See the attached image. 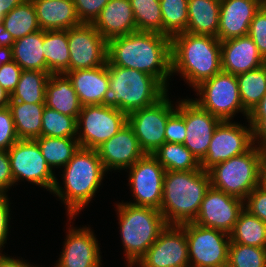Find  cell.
<instances>
[{"label": "cell", "instance_id": "cell-7", "mask_svg": "<svg viewBox=\"0 0 266 267\" xmlns=\"http://www.w3.org/2000/svg\"><path fill=\"white\" fill-rule=\"evenodd\" d=\"M211 187L245 200L261 184V149L234 156L208 170Z\"/></svg>", "mask_w": 266, "mask_h": 267}, {"label": "cell", "instance_id": "cell-25", "mask_svg": "<svg viewBox=\"0 0 266 267\" xmlns=\"http://www.w3.org/2000/svg\"><path fill=\"white\" fill-rule=\"evenodd\" d=\"M37 22L44 31L68 30L81 25L74 0H32Z\"/></svg>", "mask_w": 266, "mask_h": 267}, {"label": "cell", "instance_id": "cell-43", "mask_svg": "<svg viewBox=\"0 0 266 267\" xmlns=\"http://www.w3.org/2000/svg\"><path fill=\"white\" fill-rule=\"evenodd\" d=\"M109 0H74L77 17L81 24H93Z\"/></svg>", "mask_w": 266, "mask_h": 267}, {"label": "cell", "instance_id": "cell-44", "mask_svg": "<svg viewBox=\"0 0 266 267\" xmlns=\"http://www.w3.org/2000/svg\"><path fill=\"white\" fill-rule=\"evenodd\" d=\"M18 140L10 109L0 108V149L7 151Z\"/></svg>", "mask_w": 266, "mask_h": 267}, {"label": "cell", "instance_id": "cell-16", "mask_svg": "<svg viewBox=\"0 0 266 267\" xmlns=\"http://www.w3.org/2000/svg\"><path fill=\"white\" fill-rule=\"evenodd\" d=\"M68 32L69 71L102 66L107 61V41L92 24H81Z\"/></svg>", "mask_w": 266, "mask_h": 267}, {"label": "cell", "instance_id": "cell-19", "mask_svg": "<svg viewBox=\"0 0 266 267\" xmlns=\"http://www.w3.org/2000/svg\"><path fill=\"white\" fill-rule=\"evenodd\" d=\"M221 122L192 99H185L186 138L183 145L199 162L205 158L211 138Z\"/></svg>", "mask_w": 266, "mask_h": 267}, {"label": "cell", "instance_id": "cell-14", "mask_svg": "<svg viewBox=\"0 0 266 267\" xmlns=\"http://www.w3.org/2000/svg\"><path fill=\"white\" fill-rule=\"evenodd\" d=\"M129 169V185L135 206L160 210L166 170L152 154H145Z\"/></svg>", "mask_w": 266, "mask_h": 267}, {"label": "cell", "instance_id": "cell-17", "mask_svg": "<svg viewBox=\"0 0 266 267\" xmlns=\"http://www.w3.org/2000/svg\"><path fill=\"white\" fill-rule=\"evenodd\" d=\"M244 209V200L210 186L194 223L230 234Z\"/></svg>", "mask_w": 266, "mask_h": 267}, {"label": "cell", "instance_id": "cell-6", "mask_svg": "<svg viewBox=\"0 0 266 267\" xmlns=\"http://www.w3.org/2000/svg\"><path fill=\"white\" fill-rule=\"evenodd\" d=\"M121 240L128 267H134L167 226L160 210L117 203Z\"/></svg>", "mask_w": 266, "mask_h": 267}, {"label": "cell", "instance_id": "cell-31", "mask_svg": "<svg viewBox=\"0 0 266 267\" xmlns=\"http://www.w3.org/2000/svg\"><path fill=\"white\" fill-rule=\"evenodd\" d=\"M34 140L52 171L63 168L80 148L77 138L41 136Z\"/></svg>", "mask_w": 266, "mask_h": 267}, {"label": "cell", "instance_id": "cell-55", "mask_svg": "<svg viewBox=\"0 0 266 267\" xmlns=\"http://www.w3.org/2000/svg\"><path fill=\"white\" fill-rule=\"evenodd\" d=\"M261 183L266 187V150H261Z\"/></svg>", "mask_w": 266, "mask_h": 267}, {"label": "cell", "instance_id": "cell-9", "mask_svg": "<svg viewBox=\"0 0 266 267\" xmlns=\"http://www.w3.org/2000/svg\"><path fill=\"white\" fill-rule=\"evenodd\" d=\"M128 122V115L114 107L86 105L77 118V139L81 148L96 149ZM83 126V127H82Z\"/></svg>", "mask_w": 266, "mask_h": 267}, {"label": "cell", "instance_id": "cell-37", "mask_svg": "<svg viewBox=\"0 0 266 267\" xmlns=\"http://www.w3.org/2000/svg\"><path fill=\"white\" fill-rule=\"evenodd\" d=\"M188 0H160L163 34L173 36L186 32L188 25Z\"/></svg>", "mask_w": 266, "mask_h": 267}, {"label": "cell", "instance_id": "cell-42", "mask_svg": "<svg viewBox=\"0 0 266 267\" xmlns=\"http://www.w3.org/2000/svg\"><path fill=\"white\" fill-rule=\"evenodd\" d=\"M248 35L257 46L261 56L266 61V5L263 4L256 12L249 27Z\"/></svg>", "mask_w": 266, "mask_h": 267}, {"label": "cell", "instance_id": "cell-53", "mask_svg": "<svg viewBox=\"0 0 266 267\" xmlns=\"http://www.w3.org/2000/svg\"><path fill=\"white\" fill-rule=\"evenodd\" d=\"M12 47L0 46V67L12 61Z\"/></svg>", "mask_w": 266, "mask_h": 267}, {"label": "cell", "instance_id": "cell-34", "mask_svg": "<svg viewBox=\"0 0 266 267\" xmlns=\"http://www.w3.org/2000/svg\"><path fill=\"white\" fill-rule=\"evenodd\" d=\"M152 155L166 171L201 169L197 158L181 143L164 142Z\"/></svg>", "mask_w": 266, "mask_h": 267}, {"label": "cell", "instance_id": "cell-23", "mask_svg": "<svg viewBox=\"0 0 266 267\" xmlns=\"http://www.w3.org/2000/svg\"><path fill=\"white\" fill-rule=\"evenodd\" d=\"M92 25L106 41L136 32L130 0H109Z\"/></svg>", "mask_w": 266, "mask_h": 267}, {"label": "cell", "instance_id": "cell-41", "mask_svg": "<svg viewBox=\"0 0 266 267\" xmlns=\"http://www.w3.org/2000/svg\"><path fill=\"white\" fill-rule=\"evenodd\" d=\"M176 103H178L177 108L166 123L165 142L183 144L186 138L185 99Z\"/></svg>", "mask_w": 266, "mask_h": 267}, {"label": "cell", "instance_id": "cell-40", "mask_svg": "<svg viewBox=\"0 0 266 267\" xmlns=\"http://www.w3.org/2000/svg\"><path fill=\"white\" fill-rule=\"evenodd\" d=\"M227 265L229 267H266V247L230 243Z\"/></svg>", "mask_w": 266, "mask_h": 267}, {"label": "cell", "instance_id": "cell-36", "mask_svg": "<svg viewBox=\"0 0 266 267\" xmlns=\"http://www.w3.org/2000/svg\"><path fill=\"white\" fill-rule=\"evenodd\" d=\"M236 77L243 108L250 113L266 94V63Z\"/></svg>", "mask_w": 266, "mask_h": 267}, {"label": "cell", "instance_id": "cell-12", "mask_svg": "<svg viewBox=\"0 0 266 267\" xmlns=\"http://www.w3.org/2000/svg\"><path fill=\"white\" fill-rule=\"evenodd\" d=\"M167 93L155 104L128 114V124L133 128L145 154L154 153L165 142L168 117L176 110ZM175 108V109H174Z\"/></svg>", "mask_w": 266, "mask_h": 267}, {"label": "cell", "instance_id": "cell-1", "mask_svg": "<svg viewBox=\"0 0 266 267\" xmlns=\"http://www.w3.org/2000/svg\"><path fill=\"white\" fill-rule=\"evenodd\" d=\"M171 38L156 32L136 31L107 41V61L157 78L166 88L171 73Z\"/></svg>", "mask_w": 266, "mask_h": 267}, {"label": "cell", "instance_id": "cell-54", "mask_svg": "<svg viewBox=\"0 0 266 267\" xmlns=\"http://www.w3.org/2000/svg\"><path fill=\"white\" fill-rule=\"evenodd\" d=\"M249 116H266V94L256 107L249 113Z\"/></svg>", "mask_w": 266, "mask_h": 267}, {"label": "cell", "instance_id": "cell-46", "mask_svg": "<svg viewBox=\"0 0 266 267\" xmlns=\"http://www.w3.org/2000/svg\"><path fill=\"white\" fill-rule=\"evenodd\" d=\"M21 72L22 68L13 60L0 67V85L9 95H11L15 90L19 82Z\"/></svg>", "mask_w": 266, "mask_h": 267}, {"label": "cell", "instance_id": "cell-49", "mask_svg": "<svg viewBox=\"0 0 266 267\" xmlns=\"http://www.w3.org/2000/svg\"><path fill=\"white\" fill-rule=\"evenodd\" d=\"M14 184L8 152L0 149V194H6Z\"/></svg>", "mask_w": 266, "mask_h": 267}, {"label": "cell", "instance_id": "cell-30", "mask_svg": "<svg viewBox=\"0 0 266 267\" xmlns=\"http://www.w3.org/2000/svg\"><path fill=\"white\" fill-rule=\"evenodd\" d=\"M46 72L65 74L69 72V45L67 30L44 31L43 38Z\"/></svg>", "mask_w": 266, "mask_h": 267}, {"label": "cell", "instance_id": "cell-15", "mask_svg": "<svg viewBox=\"0 0 266 267\" xmlns=\"http://www.w3.org/2000/svg\"><path fill=\"white\" fill-rule=\"evenodd\" d=\"M135 265L139 267H190L184 228L181 225H167Z\"/></svg>", "mask_w": 266, "mask_h": 267}, {"label": "cell", "instance_id": "cell-27", "mask_svg": "<svg viewBox=\"0 0 266 267\" xmlns=\"http://www.w3.org/2000/svg\"><path fill=\"white\" fill-rule=\"evenodd\" d=\"M186 33L217 37L220 0H188Z\"/></svg>", "mask_w": 266, "mask_h": 267}, {"label": "cell", "instance_id": "cell-26", "mask_svg": "<svg viewBox=\"0 0 266 267\" xmlns=\"http://www.w3.org/2000/svg\"><path fill=\"white\" fill-rule=\"evenodd\" d=\"M45 106L78 118L82 105L66 74H50L46 84Z\"/></svg>", "mask_w": 266, "mask_h": 267}, {"label": "cell", "instance_id": "cell-4", "mask_svg": "<svg viewBox=\"0 0 266 267\" xmlns=\"http://www.w3.org/2000/svg\"><path fill=\"white\" fill-rule=\"evenodd\" d=\"M210 186L208 171H166L160 211L167 225L194 222Z\"/></svg>", "mask_w": 266, "mask_h": 267}, {"label": "cell", "instance_id": "cell-13", "mask_svg": "<svg viewBox=\"0 0 266 267\" xmlns=\"http://www.w3.org/2000/svg\"><path fill=\"white\" fill-rule=\"evenodd\" d=\"M249 127V128H247ZM254 146L252 126L222 121L211 138L201 169L208 171L216 164L249 151Z\"/></svg>", "mask_w": 266, "mask_h": 267}, {"label": "cell", "instance_id": "cell-48", "mask_svg": "<svg viewBox=\"0 0 266 267\" xmlns=\"http://www.w3.org/2000/svg\"><path fill=\"white\" fill-rule=\"evenodd\" d=\"M10 204L7 193L0 194V249L7 243L10 224Z\"/></svg>", "mask_w": 266, "mask_h": 267}, {"label": "cell", "instance_id": "cell-11", "mask_svg": "<svg viewBox=\"0 0 266 267\" xmlns=\"http://www.w3.org/2000/svg\"><path fill=\"white\" fill-rule=\"evenodd\" d=\"M7 152L14 183L25 179L47 191H53L58 180L47 165L35 140L19 139Z\"/></svg>", "mask_w": 266, "mask_h": 267}, {"label": "cell", "instance_id": "cell-50", "mask_svg": "<svg viewBox=\"0 0 266 267\" xmlns=\"http://www.w3.org/2000/svg\"><path fill=\"white\" fill-rule=\"evenodd\" d=\"M0 267H38L29 262H25L21 259L11 258L10 256H6L5 254L0 256Z\"/></svg>", "mask_w": 266, "mask_h": 267}, {"label": "cell", "instance_id": "cell-18", "mask_svg": "<svg viewBox=\"0 0 266 267\" xmlns=\"http://www.w3.org/2000/svg\"><path fill=\"white\" fill-rule=\"evenodd\" d=\"M96 151L107 172L111 169L128 170L145 155L128 122L114 136L98 146Z\"/></svg>", "mask_w": 266, "mask_h": 267}, {"label": "cell", "instance_id": "cell-3", "mask_svg": "<svg viewBox=\"0 0 266 267\" xmlns=\"http://www.w3.org/2000/svg\"><path fill=\"white\" fill-rule=\"evenodd\" d=\"M64 188L56 181L51 193L58 196L67 209L71 220L92 201L106 174L96 149L79 148L64 166ZM79 212V213H78Z\"/></svg>", "mask_w": 266, "mask_h": 267}, {"label": "cell", "instance_id": "cell-35", "mask_svg": "<svg viewBox=\"0 0 266 267\" xmlns=\"http://www.w3.org/2000/svg\"><path fill=\"white\" fill-rule=\"evenodd\" d=\"M2 22L14 41L41 30L37 22L36 9L32 0H25L17 5L4 16Z\"/></svg>", "mask_w": 266, "mask_h": 267}, {"label": "cell", "instance_id": "cell-32", "mask_svg": "<svg viewBox=\"0 0 266 267\" xmlns=\"http://www.w3.org/2000/svg\"><path fill=\"white\" fill-rule=\"evenodd\" d=\"M230 243L266 247V223L244 208L230 233Z\"/></svg>", "mask_w": 266, "mask_h": 267}, {"label": "cell", "instance_id": "cell-5", "mask_svg": "<svg viewBox=\"0 0 266 267\" xmlns=\"http://www.w3.org/2000/svg\"><path fill=\"white\" fill-rule=\"evenodd\" d=\"M109 75L107 89L101 105L114 107L130 114L149 107L168 92V89L155 77L136 69L114 66L106 61Z\"/></svg>", "mask_w": 266, "mask_h": 267}, {"label": "cell", "instance_id": "cell-28", "mask_svg": "<svg viewBox=\"0 0 266 267\" xmlns=\"http://www.w3.org/2000/svg\"><path fill=\"white\" fill-rule=\"evenodd\" d=\"M43 38L44 30L41 29L14 41L12 59L22 70L46 72Z\"/></svg>", "mask_w": 266, "mask_h": 267}, {"label": "cell", "instance_id": "cell-52", "mask_svg": "<svg viewBox=\"0 0 266 267\" xmlns=\"http://www.w3.org/2000/svg\"><path fill=\"white\" fill-rule=\"evenodd\" d=\"M25 0H0V11L5 16L17 5L23 3Z\"/></svg>", "mask_w": 266, "mask_h": 267}, {"label": "cell", "instance_id": "cell-47", "mask_svg": "<svg viewBox=\"0 0 266 267\" xmlns=\"http://www.w3.org/2000/svg\"><path fill=\"white\" fill-rule=\"evenodd\" d=\"M247 120L252 126L254 145L266 150V116H248Z\"/></svg>", "mask_w": 266, "mask_h": 267}, {"label": "cell", "instance_id": "cell-29", "mask_svg": "<svg viewBox=\"0 0 266 267\" xmlns=\"http://www.w3.org/2000/svg\"><path fill=\"white\" fill-rule=\"evenodd\" d=\"M8 108L11 111L16 134L19 139H35L41 137L42 113L45 103H23L10 101Z\"/></svg>", "mask_w": 266, "mask_h": 267}, {"label": "cell", "instance_id": "cell-39", "mask_svg": "<svg viewBox=\"0 0 266 267\" xmlns=\"http://www.w3.org/2000/svg\"><path fill=\"white\" fill-rule=\"evenodd\" d=\"M41 136L77 138V119L46 107L42 113Z\"/></svg>", "mask_w": 266, "mask_h": 267}, {"label": "cell", "instance_id": "cell-22", "mask_svg": "<svg viewBox=\"0 0 266 267\" xmlns=\"http://www.w3.org/2000/svg\"><path fill=\"white\" fill-rule=\"evenodd\" d=\"M265 63L249 35L221 41L222 71L238 75L255 70Z\"/></svg>", "mask_w": 266, "mask_h": 267}, {"label": "cell", "instance_id": "cell-24", "mask_svg": "<svg viewBox=\"0 0 266 267\" xmlns=\"http://www.w3.org/2000/svg\"><path fill=\"white\" fill-rule=\"evenodd\" d=\"M71 80L82 106L101 105L109 88L107 64L90 69H79L65 73Z\"/></svg>", "mask_w": 266, "mask_h": 267}, {"label": "cell", "instance_id": "cell-8", "mask_svg": "<svg viewBox=\"0 0 266 267\" xmlns=\"http://www.w3.org/2000/svg\"><path fill=\"white\" fill-rule=\"evenodd\" d=\"M199 99L193 100L221 121H231L238 112L246 119L249 113L243 108L236 75L221 71L194 88Z\"/></svg>", "mask_w": 266, "mask_h": 267}, {"label": "cell", "instance_id": "cell-20", "mask_svg": "<svg viewBox=\"0 0 266 267\" xmlns=\"http://www.w3.org/2000/svg\"><path fill=\"white\" fill-rule=\"evenodd\" d=\"M70 228L55 267H101V252L94 232L86 226L77 229L70 225Z\"/></svg>", "mask_w": 266, "mask_h": 267}, {"label": "cell", "instance_id": "cell-38", "mask_svg": "<svg viewBox=\"0 0 266 267\" xmlns=\"http://www.w3.org/2000/svg\"><path fill=\"white\" fill-rule=\"evenodd\" d=\"M137 31L163 34L160 0H130Z\"/></svg>", "mask_w": 266, "mask_h": 267}, {"label": "cell", "instance_id": "cell-2", "mask_svg": "<svg viewBox=\"0 0 266 267\" xmlns=\"http://www.w3.org/2000/svg\"><path fill=\"white\" fill-rule=\"evenodd\" d=\"M171 56V73H179L193 88L222 71L217 37L177 34L171 38Z\"/></svg>", "mask_w": 266, "mask_h": 267}, {"label": "cell", "instance_id": "cell-51", "mask_svg": "<svg viewBox=\"0 0 266 267\" xmlns=\"http://www.w3.org/2000/svg\"><path fill=\"white\" fill-rule=\"evenodd\" d=\"M13 44L14 40L11 34L8 31H6L3 22L0 21V46L12 47Z\"/></svg>", "mask_w": 266, "mask_h": 267}, {"label": "cell", "instance_id": "cell-57", "mask_svg": "<svg viewBox=\"0 0 266 267\" xmlns=\"http://www.w3.org/2000/svg\"><path fill=\"white\" fill-rule=\"evenodd\" d=\"M3 18H4V15H3V14L1 13V11H0V21H2Z\"/></svg>", "mask_w": 266, "mask_h": 267}, {"label": "cell", "instance_id": "cell-45", "mask_svg": "<svg viewBox=\"0 0 266 267\" xmlns=\"http://www.w3.org/2000/svg\"><path fill=\"white\" fill-rule=\"evenodd\" d=\"M244 208L266 223V187L262 183L246 197Z\"/></svg>", "mask_w": 266, "mask_h": 267}, {"label": "cell", "instance_id": "cell-33", "mask_svg": "<svg viewBox=\"0 0 266 267\" xmlns=\"http://www.w3.org/2000/svg\"><path fill=\"white\" fill-rule=\"evenodd\" d=\"M49 77V72L22 70L19 82L10 95V101L45 103L46 84Z\"/></svg>", "mask_w": 266, "mask_h": 267}, {"label": "cell", "instance_id": "cell-10", "mask_svg": "<svg viewBox=\"0 0 266 267\" xmlns=\"http://www.w3.org/2000/svg\"><path fill=\"white\" fill-rule=\"evenodd\" d=\"M190 267H223L228 262L230 234L195 224L184 223Z\"/></svg>", "mask_w": 266, "mask_h": 267}, {"label": "cell", "instance_id": "cell-56", "mask_svg": "<svg viewBox=\"0 0 266 267\" xmlns=\"http://www.w3.org/2000/svg\"><path fill=\"white\" fill-rule=\"evenodd\" d=\"M10 102V95L0 85V108L7 107Z\"/></svg>", "mask_w": 266, "mask_h": 267}, {"label": "cell", "instance_id": "cell-21", "mask_svg": "<svg viewBox=\"0 0 266 267\" xmlns=\"http://www.w3.org/2000/svg\"><path fill=\"white\" fill-rule=\"evenodd\" d=\"M264 0H220L217 38L226 41L248 35L249 27Z\"/></svg>", "mask_w": 266, "mask_h": 267}]
</instances>
